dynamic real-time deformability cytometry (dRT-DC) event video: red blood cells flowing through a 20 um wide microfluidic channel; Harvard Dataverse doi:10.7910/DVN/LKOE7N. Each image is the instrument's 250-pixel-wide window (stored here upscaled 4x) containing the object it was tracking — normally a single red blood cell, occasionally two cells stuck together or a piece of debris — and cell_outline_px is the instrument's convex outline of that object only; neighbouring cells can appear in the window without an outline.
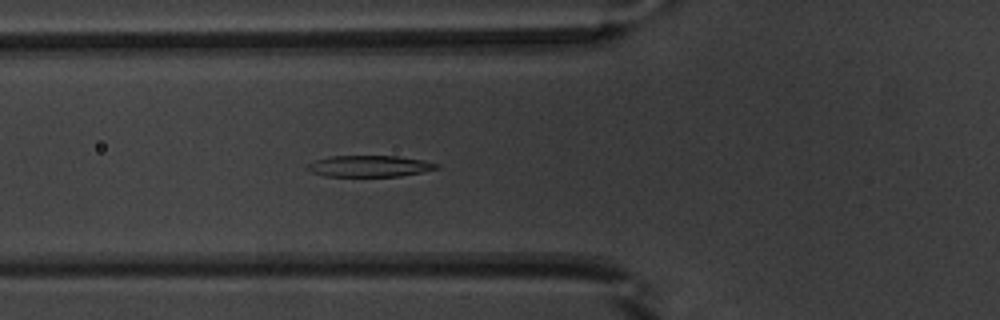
{"species": "common noctule bat (a hibernating species)", "species_latin": "Nyctalus noctula", "temperature_condition": "warm", "stored_images_in_passage": 40, "camera_frame_rate_fps": 3000, "um_per_image_px": 0.085, "animal": {"sex": "male", "body_mass_g": 20.1, "forearm_length_mm": 53.5}, "frame": {"image": 1, "passage_image": 7, "time_ms": 2.0, "image_size_px": [1000, 320], "cell_outline_px": [[440, 168], [400, 176], [324, 176], [312, 172], [304, 168], [304, 164], [316, 160], [332, 156], [396, 156], [424, 160], [440, 164]], "centroid_in_image_um": [31.38, 14.12], "position_along_channel_um": 94.4, "area_um2": 16.13}}
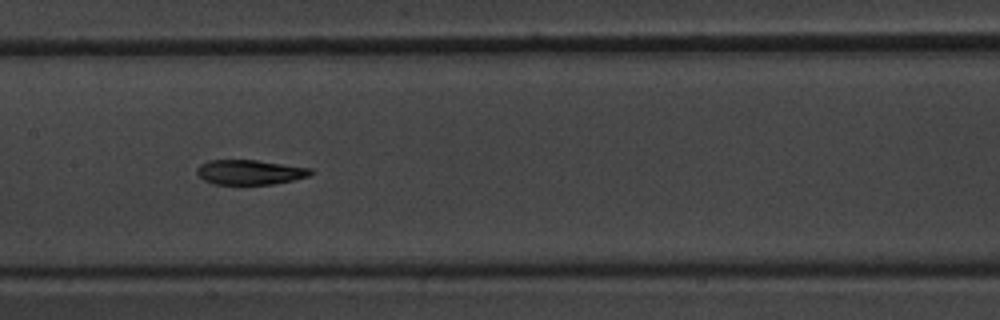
{"frame": {"image": 2, "passage_image": 14, "time_ms": 4.333, "image_size_px": [1000, 320], "cell_outline_px": [[316, 172], [308, 176], [292, 180], [272, 184], [212, 184], [204, 180], [196, 172], [196, 168], [200, 164], [208, 160], [256, 160], [312, 168]], "centroid_in_image_um": [21.24, 14.63], "position_along_channel_um": 186.2, "area_um2": 16.47}}
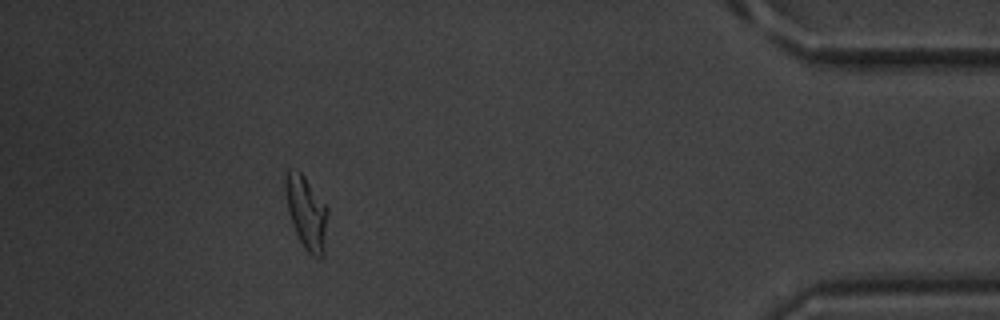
{"frame": {"image": 3, "passage_image": 35, "time_ms": 11.333, "image_size_px": [1000, 320], "cell_outline_px": [[328, 212], [324, 256], [312, 256], [304, 248], [292, 224], [288, 212], [284, 188], [284, 176], [288, 168], [296, 168], [304, 176], [328, 208]], "centroid_in_image_um": [26.03, 18.03], "position_along_channel_um": 409.2, "area_um2": 18.15}, "authors_computed_cell_mechanics": {"area_um2": 17.34, "velocity_mm_per_s": 3.8993, "shape_relaxation_time_tau1_ms": 3.7504, "shape_relaxation_time_tau2_ms": 1.9164, "deformation_change_tau1": 0.1829, "deformation_change_tau2": 0.0933}}